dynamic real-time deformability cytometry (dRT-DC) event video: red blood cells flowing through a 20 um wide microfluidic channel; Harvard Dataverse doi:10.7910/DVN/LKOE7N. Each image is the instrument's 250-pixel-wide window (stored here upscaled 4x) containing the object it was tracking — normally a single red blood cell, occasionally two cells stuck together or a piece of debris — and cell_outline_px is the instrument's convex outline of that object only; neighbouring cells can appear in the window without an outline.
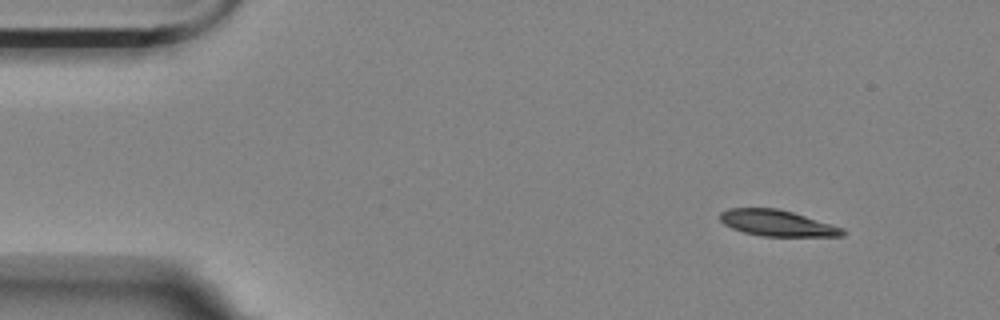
{"species": "Egyptian fruit bat (a non-hibernating species)", "species_latin": "Rousettus aegyptiacus", "temperature_condition": "room temperature", "stored_images_in_passage": 51, "camera_frame_rate_fps": 3000, "um_per_image_px": 0.085, "animal": {"sex": "female"}, "frame": {"image": 1, "passage_image": 1, "time_ms": 0.0, "image_size_px": [1000, 320], "cell_outline_px": [[844, 236], [764, 236], [744, 232], [732, 228], [724, 224], [720, 220], [720, 212], [728, 208], [776, 208], [792, 212], [844, 228]], "centroid_in_image_um": [66.03, 18.96], "position_along_channel_um": 19.0, "area_um2": 18.44}}
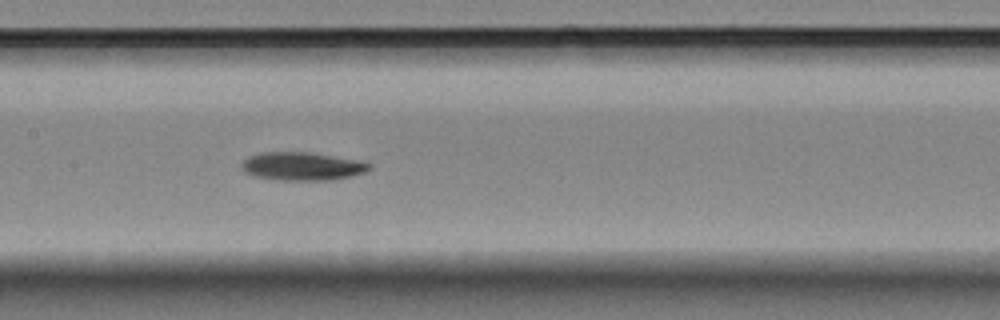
{"frame": {"image": 2, "passage_image": 22, "time_ms": 7.0, "image_size_px": [1000, 320], "cell_outline_px": [[372, 168], [364, 172], [352, 176], [332, 180], [280, 180], [252, 176], [244, 172], [240, 168], [240, 164], [248, 156], [260, 152], [312, 152], [360, 160], [372, 164]], "centroid_in_image_um": [25.67, 14.13], "position_along_channel_um": 181.7, "area_um2": 21.39}}
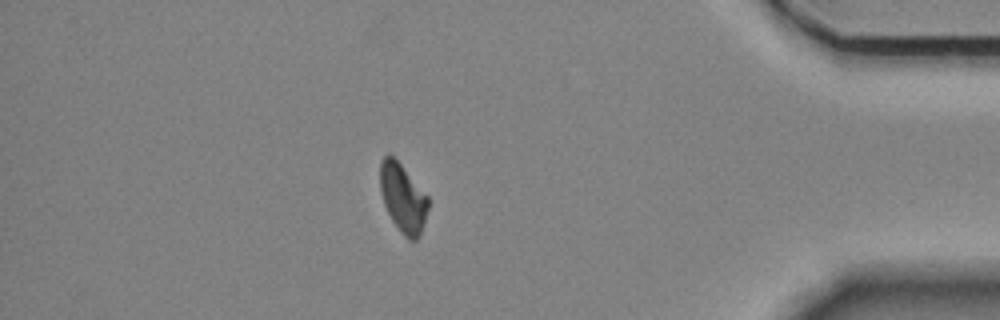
{"frame": {"image": 3, "passage_image": 44, "time_ms": 14.333, "image_size_px": [1000, 320], "cell_outline_px": [[428, 208], [420, 236], [416, 240], [408, 240], [400, 232], [392, 220], [384, 204], [380, 192], [380, 160], [388, 152], [400, 164], [428, 196]], "centroid_in_image_um": [34.23, 16.84], "position_along_channel_um": 401.0, "area_um2": 19.13}, "authors_computed_cell_mechanics": {"area_um2": 20.1722, "velocity_mm_per_s": 3.5184, "shape_relaxation_time_tau1_ms": 5.4518, "shape_relaxation_time_tau2_ms": null, "deformation_change_tau1": 0.143, "deformation_change_tau2": null}}